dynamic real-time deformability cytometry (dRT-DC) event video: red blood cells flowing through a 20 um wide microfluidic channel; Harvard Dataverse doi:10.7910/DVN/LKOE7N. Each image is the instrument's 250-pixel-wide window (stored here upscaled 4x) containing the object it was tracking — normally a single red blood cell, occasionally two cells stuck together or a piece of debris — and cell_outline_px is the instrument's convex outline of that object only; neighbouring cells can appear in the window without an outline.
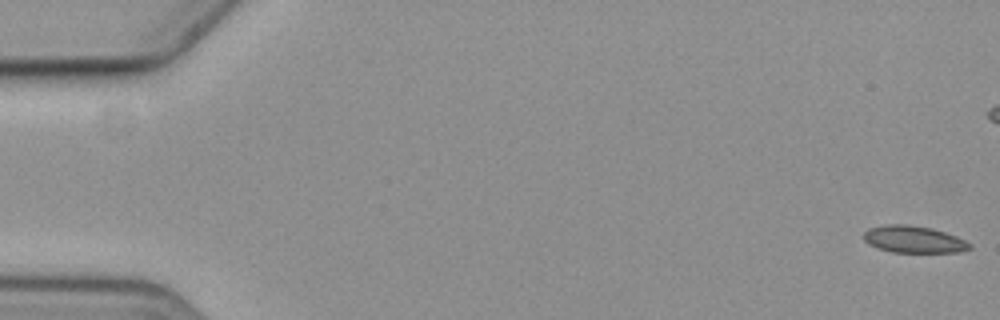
{"species": "common noctule bat (a hibernating species)", "species_latin": "Nyctalus noctula", "temperature_condition": "cold", "stored_images_in_passage": 3, "camera_frame_rate_fps": 3000, "um_per_image_px": 0.085, "animal": {"sex": "female", "body_mass_g": 19.3, "forearm_length_mm": 54.1}, "frame": {"image": 1, "passage_image": 1, "time_ms": 0.0, "image_size_px": [1000, 320], "cell_outline_px": [[972, 248], [960, 252], [892, 252], [876, 248], [868, 244], [864, 240], [864, 232], [868, 228], [888, 224], [908, 224], [932, 228], [956, 236], [972, 244]], "centroid_in_image_um": [77.65, 20.34], "position_along_channel_um": 7.3, "area_um2": 16.76}}